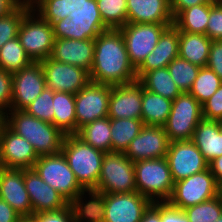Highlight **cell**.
<instances>
[{
	"mask_svg": "<svg viewBox=\"0 0 222 222\" xmlns=\"http://www.w3.org/2000/svg\"><path fill=\"white\" fill-rule=\"evenodd\" d=\"M31 9L53 26L55 39H95L109 29L96 0H40Z\"/></svg>",
	"mask_w": 222,
	"mask_h": 222,
	"instance_id": "obj_1",
	"label": "cell"
},
{
	"mask_svg": "<svg viewBox=\"0 0 222 222\" xmlns=\"http://www.w3.org/2000/svg\"><path fill=\"white\" fill-rule=\"evenodd\" d=\"M94 43V60L89 73L91 82L113 86L137 81L136 69L130 62L119 29L101 32Z\"/></svg>",
	"mask_w": 222,
	"mask_h": 222,
	"instance_id": "obj_2",
	"label": "cell"
},
{
	"mask_svg": "<svg viewBox=\"0 0 222 222\" xmlns=\"http://www.w3.org/2000/svg\"><path fill=\"white\" fill-rule=\"evenodd\" d=\"M5 125L26 139L38 156L61 152L65 134L52 123L37 119L24 110H10L5 113Z\"/></svg>",
	"mask_w": 222,
	"mask_h": 222,
	"instance_id": "obj_3",
	"label": "cell"
},
{
	"mask_svg": "<svg viewBox=\"0 0 222 222\" xmlns=\"http://www.w3.org/2000/svg\"><path fill=\"white\" fill-rule=\"evenodd\" d=\"M61 152L78 183L84 189H95L98 185L105 153L93 148L76 134L64 136Z\"/></svg>",
	"mask_w": 222,
	"mask_h": 222,
	"instance_id": "obj_4",
	"label": "cell"
},
{
	"mask_svg": "<svg viewBox=\"0 0 222 222\" xmlns=\"http://www.w3.org/2000/svg\"><path fill=\"white\" fill-rule=\"evenodd\" d=\"M137 192L151 202H167L174 181L166 157L134 162Z\"/></svg>",
	"mask_w": 222,
	"mask_h": 222,
	"instance_id": "obj_5",
	"label": "cell"
},
{
	"mask_svg": "<svg viewBox=\"0 0 222 222\" xmlns=\"http://www.w3.org/2000/svg\"><path fill=\"white\" fill-rule=\"evenodd\" d=\"M18 38L32 62L49 58L54 45L53 26L30 9L23 17Z\"/></svg>",
	"mask_w": 222,
	"mask_h": 222,
	"instance_id": "obj_6",
	"label": "cell"
},
{
	"mask_svg": "<svg viewBox=\"0 0 222 222\" xmlns=\"http://www.w3.org/2000/svg\"><path fill=\"white\" fill-rule=\"evenodd\" d=\"M202 119V105L189 92H182L172 101L163 127L170 142L190 141Z\"/></svg>",
	"mask_w": 222,
	"mask_h": 222,
	"instance_id": "obj_7",
	"label": "cell"
},
{
	"mask_svg": "<svg viewBox=\"0 0 222 222\" xmlns=\"http://www.w3.org/2000/svg\"><path fill=\"white\" fill-rule=\"evenodd\" d=\"M33 169L42 180L58 191L68 202L84 190L62 152L39 156Z\"/></svg>",
	"mask_w": 222,
	"mask_h": 222,
	"instance_id": "obj_8",
	"label": "cell"
},
{
	"mask_svg": "<svg viewBox=\"0 0 222 222\" xmlns=\"http://www.w3.org/2000/svg\"><path fill=\"white\" fill-rule=\"evenodd\" d=\"M95 189L103 193L136 192L134 163L124 153H105Z\"/></svg>",
	"mask_w": 222,
	"mask_h": 222,
	"instance_id": "obj_9",
	"label": "cell"
},
{
	"mask_svg": "<svg viewBox=\"0 0 222 222\" xmlns=\"http://www.w3.org/2000/svg\"><path fill=\"white\" fill-rule=\"evenodd\" d=\"M217 195V181L209 167L188 178L174 182L173 192L167 201L181 210L213 199Z\"/></svg>",
	"mask_w": 222,
	"mask_h": 222,
	"instance_id": "obj_10",
	"label": "cell"
},
{
	"mask_svg": "<svg viewBox=\"0 0 222 222\" xmlns=\"http://www.w3.org/2000/svg\"><path fill=\"white\" fill-rule=\"evenodd\" d=\"M173 24L126 23L118 28L123 35L130 62L137 69L157 45L162 33Z\"/></svg>",
	"mask_w": 222,
	"mask_h": 222,
	"instance_id": "obj_11",
	"label": "cell"
},
{
	"mask_svg": "<svg viewBox=\"0 0 222 222\" xmlns=\"http://www.w3.org/2000/svg\"><path fill=\"white\" fill-rule=\"evenodd\" d=\"M111 85L89 82L75 94L76 133L85 124L108 116Z\"/></svg>",
	"mask_w": 222,
	"mask_h": 222,
	"instance_id": "obj_12",
	"label": "cell"
},
{
	"mask_svg": "<svg viewBox=\"0 0 222 222\" xmlns=\"http://www.w3.org/2000/svg\"><path fill=\"white\" fill-rule=\"evenodd\" d=\"M46 87L53 92L76 94L90 82L89 72L85 69L62 63L51 57L41 61Z\"/></svg>",
	"mask_w": 222,
	"mask_h": 222,
	"instance_id": "obj_13",
	"label": "cell"
},
{
	"mask_svg": "<svg viewBox=\"0 0 222 222\" xmlns=\"http://www.w3.org/2000/svg\"><path fill=\"white\" fill-rule=\"evenodd\" d=\"M45 87L46 81L41 62H31L20 71L13 73L10 110H24Z\"/></svg>",
	"mask_w": 222,
	"mask_h": 222,
	"instance_id": "obj_14",
	"label": "cell"
},
{
	"mask_svg": "<svg viewBox=\"0 0 222 222\" xmlns=\"http://www.w3.org/2000/svg\"><path fill=\"white\" fill-rule=\"evenodd\" d=\"M166 159L174 182L208 168V162L191 140L170 142Z\"/></svg>",
	"mask_w": 222,
	"mask_h": 222,
	"instance_id": "obj_15",
	"label": "cell"
},
{
	"mask_svg": "<svg viewBox=\"0 0 222 222\" xmlns=\"http://www.w3.org/2000/svg\"><path fill=\"white\" fill-rule=\"evenodd\" d=\"M39 156L33 146L6 125L0 135V167L7 169H31Z\"/></svg>",
	"mask_w": 222,
	"mask_h": 222,
	"instance_id": "obj_16",
	"label": "cell"
},
{
	"mask_svg": "<svg viewBox=\"0 0 222 222\" xmlns=\"http://www.w3.org/2000/svg\"><path fill=\"white\" fill-rule=\"evenodd\" d=\"M152 202L137 191L132 193H105L104 222H140Z\"/></svg>",
	"mask_w": 222,
	"mask_h": 222,
	"instance_id": "obj_17",
	"label": "cell"
},
{
	"mask_svg": "<svg viewBox=\"0 0 222 222\" xmlns=\"http://www.w3.org/2000/svg\"><path fill=\"white\" fill-rule=\"evenodd\" d=\"M169 145L170 141L164 127L144 125L124 154L133 163L141 160L164 158Z\"/></svg>",
	"mask_w": 222,
	"mask_h": 222,
	"instance_id": "obj_18",
	"label": "cell"
},
{
	"mask_svg": "<svg viewBox=\"0 0 222 222\" xmlns=\"http://www.w3.org/2000/svg\"><path fill=\"white\" fill-rule=\"evenodd\" d=\"M23 175L33 215L40 212L59 211L68 206L69 202L42 180L33 168L23 169Z\"/></svg>",
	"mask_w": 222,
	"mask_h": 222,
	"instance_id": "obj_19",
	"label": "cell"
},
{
	"mask_svg": "<svg viewBox=\"0 0 222 222\" xmlns=\"http://www.w3.org/2000/svg\"><path fill=\"white\" fill-rule=\"evenodd\" d=\"M141 106L142 85L138 81L111 86L108 106L110 119H141Z\"/></svg>",
	"mask_w": 222,
	"mask_h": 222,
	"instance_id": "obj_20",
	"label": "cell"
},
{
	"mask_svg": "<svg viewBox=\"0 0 222 222\" xmlns=\"http://www.w3.org/2000/svg\"><path fill=\"white\" fill-rule=\"evenodd\" d=\"M0 199L6 201L22 218H31L33 210L24 184L23 169L0 167Z\"/></svg>",
	"mask_w": 222,
	"mask_h": 222,
	"instance_id": "obj_21",
	"label": "cell"
},
{
	"mask_svg": "<svg viewBox=\"0 0 222 222\" xmlns=\"http://www.w3.org/2000/svg\"><path fill=\"white\" fill-rule=\"evenodd\" d=\"M94 39L76 40L58 38L54 40L51 58L78 66L90 73L94 60Z\"/></svg>",
	"mask_w": 222,
	"mask_h": 222,
	"instance_id": "obj_22",
	"label": "cell"
},
{
	"mask_svg": "<svg viewBox=\"0 0 222 222\" xmlns=\"http://www.w3.org/2000/svg\"><path fill=\"white\" fill-rule=\"evenodd\" d=\"M179 56V31L169 26L161 35L153 51L147 55L136 69L137 80L145 73L159 68H165Z\"/></svg>",
	"mask_w": 222,
	"mask_h": 222,
	"instance_id": "obj_23",
	"label": "cell"
},
{
	"mask_svg": "<svg viewBox=\"0 0 222 222\" xmlns=\"http://www.w3.org/2000/svg\"><path fill=\"white\" fill-rule=\"evenodd\" d=\"M127 23L173 24L170 0H126Z\"/></svg>",
	"mask_w": 222,
	"mask_h": 222,
	"instance_id": "obj_24",
	"label": "cell"
},
{
	"mask_svg": "<svg viewBox=\"0 0 222 222\" xmlns=\"http://www.w3.org/2000/svg\"><path fill=\"white\" fill-rule=\"evenodd\" d=\"M86 193L88 194L86 195ZM84 195H89V199L86 200L87 197ZM68 205L71 208L74 222H104L105 220V193L101 191L84 189Z\"/></svg>",
	"mask_w": 222,
	"mask_h": 222,
	"instance_id": "obj_25",
	"label": "cell"
},
{
	"mask_svg": "<svg viewBox=\"0 0 222 222\" xmlns=\"http://www.w3.org/2000/svg\"><path fill=\"white\" fill-rule=\"evenodd\" d=\"M209 163L222 156V135L220 121L202 119L194 130L191 140Z\"/></svg>",
	"mask_w": 222,
	"mask_h": 222,
	"instance_id": "obj_26",
	"label": "cell"
},
{
	"mask_svg": "<svg viewBox=\"0 0 222 222\" xmlns=\"http://www.w3.org/2000/svg\"><path fill=\"white\" fill-rule=\"evenodd\" d=\"M211 42L206 35L179 31V57L200 68L206 67Z\"/></svg>",
	"mask_w": 222,
	"mask_h": 222,
	"instance_id": "obj_27",
	"label": "cell"
},
{
	"mask_svg": "<svg viewBox=\"0 0 222 222\" xmlns=\"http://www.w3.org/2000/svg\"><path fill=\"white\" fill-rule=\"evenodd\" d=\"M53 125L63 134H76L75 94L53 92Z\"/></svg>",
	"mask_w": 222,
	"mask_h": 222,
	"instance_id": "obj_28",
	"label": "cell"
},
{
	"mask_svg": "<svg viewBox=\"0 0 222 222\" xmlns=\"http://www.w3.org/2000/svg\"><path fill=\"white\" fill-rule=\"evenodd\" d=\"M172 100L152 93L142 86L141 119L145 125L163 127L170 114Z\"/></svg>",
	"mask_w": 222,
	"mask_h": 222,
	"instance_id": "obj_29",
	"label": "cell"
},
{
	"mask_svg": "<svg viewBox=\"0 0 222 222\" xmlns=\"http://www.w3.org/2000/svg\"><path fill=\"white\" fill-rule=\"evenodd\" d=\"M137 81L144 89L172 101L182 93L167 67L145 72Z\"/></svg>",
	"mask_w": 222,
	"mask_h": 222,
	"instance_id": "obj_30",
	"label": "cell"
},
{
	"mask_svg": "<svg viewBox=\"0 0 222 222\" xmlns=\"http://www.w3.org/2000/svg\"><path fill=\"white\" fill-rule=\"evenodd\" d=\"M76 135L97 150L111 152V119L108 116L85 124Z\"/></svg>",
	"mask_w": 222,
	"mask_h": 222,
	"instance_id": "obj_31",
	"label": "cell"
},
{
	"mask_svg": "<svg viewBox=\"0 0 222 222\" xmlns=\"http://www.w3.org/2000/svg\"><path fill=\"white\" fill-rule=\"evenodd\" d=\"M144 125L142 119H111V152L125 153Z\"/></svg>",
	"mask_w": 222,
	"mask_h": 222,
	"instance_id": "obj_32",
	"label": "cell"
},
{
	"mask_svg": "<svg viewBox=\"0 0 222 222\" xmlns=\"http://www.w3.org/2000/svg\"><path fill=\"white\" fill-rule=\"evenodd\" d=\"M209 11V3L186 8L174 18L173 25L178 31L206 35Z\"/></svg>",
	"mask_w": 222,
	"mask_h": 222,
	"instance_id": "obj_33",
	"label": "cell"
},
{
	"mask_svg": "<svg viewBox=\"0 0 222 222\" xmlns=\"http://www.w3.org/2000/svg\"><path fill=\"white\" fill-rule=\"evenodd\" d=\"M18 37L7 41L0 49V69L15 73L31 63Z\"/></svg>",
	"mask_w": 222,
	"mask_h": 222,
	"instance_id": "obj_34",
	"label": "cell"
},
{
	"mask_svg": "<svg viewBox=\"0 0 222 222\" xmlns=\"http://www.w3.org/2000/svg\"><path fill=\"white\" fill-rule=\"evenodd\" d=\"M222 80L211 69L201 67L189 93L203 105L221 86Z\"/></svg>",
	"mask_w": 222,
	"mask_h": 222,
	"instance_id": "obj_35",
	"label": "cell"
},
{
	"mask_svg": "<svg viewBox=\"0 0 222 222\" xmlns=\"http://www.w3.org/2000/svg\"><path fill=\"white\" fill-rule=\"evenodd\" d=\"M170 75L181 92H189L198 76L200 67L180 58L172 60L167 66Z\"/></svg>",
	"mask_w": 222,
	"mask_h": 222,
	"instance_id": "obj_36",
	"label": "cell"
},
{
	"mask_svg": "<svg viewBox=\"0 0 222 222\" xmlns=\"http://www.w3.org/2000/svg\"><path fill=\"white\" fill-rule=\"evenodd\" d=\"M103 23L112 29H118L127 23L126 0H96Z\"/></svg>",
	"mask_w": 222,
	"mask_h": 222,
	"instance_id": "obj_37",
	"label": "cell"
},
{
	"mask_svg": "<svg viewBox=\"0 0 222 222\" xmlns=\"http://www.w3.org/2000/svg\"><path fill=\"white\" fill-rule=\"evenodd\" d=\"M189 222H215L222 215V202L214 197L208 201L183 209Z\"/></svg>",
	"mask_w": 222,
	"mask_h": 222,
	"instance_id": "obj_38",
	"label": "cell"
},
{
	"mask_svg": "<svg viewBox=\"0 0 222 222\" xmlns=\"http://www.w3.org/2000/svg\"><path fill=\"white\" fill-rule=\"evenodd\" d=\"M30 9L28 6L18 5L9 14L0 17V49L7 41L18 37L22 19Z\"/></svg>",
	"mask_w": 222,
	"mask_h": 222,
	"instance_id": "obj_39",
	"label": "cell"
},
{
	"mask_svg": "<svg viewBox=\"0 0 222 222\" xmlns=\"http://www.w3.org/2000/svg\"><path fill=\"white\" fill-rule=\"evenodd\" d=\"M24 111L37 119L53 124V91L45 87L42 93Z\"/></svg>",
	"mask_w": 222,
	"mask_h": 222,
	"instance_id": "obj_40",
	"label": "cell"
},
{
	"mask_svg": "<svg viewBox=\"0 0 222 222\" xmlns=\"http://www.w3.org/2000/svg\"><path fill=\"white\" fill-rule=\"evenodd\" d=\"M206 36L212 41L222 40V3L210 4Z\"/></svg>",
	"mask_w": 222,
	"mask_h": 222,
	"instance_id": "obj_41",
	"label": "cell"
},
{
	"mask_svg": "<svg viewBox=\"0 0 222 222\" xmlns=\"http://www.w3.org/2000/svg\"><path fill=\"white\" fill-rule=\"evenodd\" d=\"M202 117L207 120L222 121V84L202 105Z\"/></svg>",
	"mask_w": 222,
	"mask_h": 222,
	"instance_id": "obj_42",
	"label": "cell"
},
{
	"mask_svg": "<svg viewBox=\"0 0 222 222\" xmlns=\"http://www.w3.org/2000/svg\"><path fill=\"white\" fill-rule=\"evenodd\" d=\"M12 101V73L0 69V110L10 111Z\"/></svg>",
	"mask_w": 222,
	"mask_h": 222,
	"instance_id": "obj_43",
	"label": "cell"
},
{
	"mask_svg": "<svg viewBox=\"0 0 222 222\" xmlns=\"http://www.w3.org/2000/svg\"><path fill=\"white\" fill-rule=\"evenodd\" d=\"M34 222H74L70 206L59 211L40 212L31 216Z\"/></svg>",
	"mask_w": 222,
	"mask_h": 222,
	"instance_id": "obj_44",
	"label": "cell"
},
{
	"mask_svg": "<svg viewBox=\"0 0 222 222\" xmlns=\"http://www.w3.org/2000/svg\"><path fill=\"white\" fill-rule=\"evenodd\" d=\"M206 67L213 70L222 80V40L211 42Z\"/></svg>",
	"mask_w": 222,
	"mask_h": 222,
	"instance_id": "obj_45",
	"label": "cell"
},
{
	"mask_svg": "<svg viewBox=\"0 0 222 222\" xmlns=\"http://www.w3.org/2000/svg\"><path fill=\"white\" fill-rule=\"evenodd\" d=\"M162 222H189L185 212L171 206L168 202H161Z\"/></svg>",
	"mask_w": 222,
	"mask_h": 222,
	"instance_id": "obj_46",
	"label": "cell"
},
{
	"mask_svg": "<svg viewBox=\"0 0 222 222\" xmlns=\"http://www.w3.org/2000/svg\"><path fill=\"white\" fill-rule=\"evenodd\" d=\"M22 217L4 200L0 199V222H19Z\"/></svg>",
	"mask_w": 222,
	"mask_h": 222,
	"instance_id": "obj_47",
	"label": "cell"
},
{
	"mask_svg": "<svg viewBox=\"0 0 222 222\" xmlns=\"http://www.w3.org/2000/svg\"><path fill=\"white\" fill-rule=\"evenodd\" d=\"M206 3L204 0H170V9L173 18H175L182 10Z\"/></svg>",
	"mask_w": 222,
	"mask_h": 222,
	"instance_id": "obj_48",
	"label": "cell"
},
{
	"mask_svg": "<svg viewBox=\"0 0 222 222\" xmlns=\"http://www.w3.org/2000/svg\"><path fill=\"white\" fill-rule=\"evenodd\" d=\"M140 222H162L161 219V202H152L144 211Z\"/></svg>",
	"mask_w": 222,
	"mask_h": 222,
	"instance_id": "obj_49",
	"label": "cell"
},
{
	"mask_svg": "<svg viewBox=\"0 0 222 222\" xmlns=\"http://www.w3.org/2000/svg\"><path fill=\"white\" fill-rule=\"evenodd\" d=\"M211 173L214 175L216 181L222 180V156L214 158L208 163Z\"/></svg>",
	"mask_w": 222,
	"mask_h": 222,
	"instance_id": "obj_50",
	"label": "cell"
},
{
	"mask_svg": "<svg viewBox=\"0 0 222 222\" xmlns=\"http://www.w3.org/2000/svg\"><path fill=\"white\" fill-rule=\"evenodd\" d=\"M17 6L16 0H0V17L9 14Z\"/></svg>",
	"mask_w": 222,
	"mask_h": 222,
	"instance_id": "obj_51",
	"label": "cell"
},
{
	"mask_svg": "<svg viewBox=\"0 0 222 222\" xmlns=\"http://www.w3.org/2000/svg\"><path fill=\"white\" fill-rule=\"evenodd\" d=\"M40 0H16L18 5L28 6L32 8L35 6Z\"/></svg>",
	"mask_w": 222,
	"mask_h": 222,
	"instance_id": "obj_52",
	"label": "cell"
},
{
	"mask_svg": "<svg viewBox=\"0 0 222 222\" xmlns=\"http://www.w3.org/2000/svg\"><path fill=\"white\" fill-rule=\"evenodd\" d=\"M216 197L222 202V180L217 181V195Z\"/></svg>",
	"mask_w": 222,
	"mask_h": 222,
	"instance_id": "obj_53",
	"label": "cell"
},
{
	"mask_svg": "<svg viewBox=\"0 0 222 222\" xmlns=\"http://www.w3.org/2000/svg\"><path fill=\"white\" fill-rule=\"evenodd\" d=\"M4 126H5V113L0 110V135Z\"/></svg>",
	"mask_w": 222,
	"mask_h": 222,
	"instance_id": "obj_54",
	"label": "cell"
},
{
	"mask_svg": "<svg viewBox=\"0 0 222 222\" xmlns=\"http://www.w3.org/2000/svg\"><path fill=\"white\" fill-rule=\"evenodd\" d=\"M206 3H209V4H221L222 3V0H204Z\"/></svg>",
	"mask_w": 222,
	"mask_h": 222,
	"instance_id": "obj_55",
	"label": "cell"
},
{
	"mask_svg": "<svg viewBox=\"0 0 222 222\" xmlns=\"http://www.w3.org/2000/svg\"><path fill=\"white\" fill-rule=\"evenodd\" d=\"M19 222H34L31 218H22Z\"/></svg>",
	"mask_w": 222,
	"mask_h": 222,
	"instance_id": "obj_56",
	"label": "cell"
},
{
	"mask_svg": "<svg viewBox=\"0 0 222 222\" xmlns=\"http://www.w3.org/2000/svg\"><path fill=\"white\" fill-rule=\"evenodd\" d=\"M220 134L222 135V121H220Z\"/></svg>",
	"mask_w": 222,
	"mask_h": 222,
	"instance_id": "obj_57",
	"label": "cell"
},
{
	"mask_svg": "<svg viewBox=\"0 0 222 222\" xmlns=\"http://www.w3.org/2000/svg\"><path fill=\"white\" fill-rule=\"evenodd\" d=\"M215 222H222V215H221L220 218H219L217 221H215Z\"/></svg>",
	"mask_w": 222,
	"mask_h": 222,
	"instance_id": "obj_58",
	"label": "cell"
}]
</instances>
